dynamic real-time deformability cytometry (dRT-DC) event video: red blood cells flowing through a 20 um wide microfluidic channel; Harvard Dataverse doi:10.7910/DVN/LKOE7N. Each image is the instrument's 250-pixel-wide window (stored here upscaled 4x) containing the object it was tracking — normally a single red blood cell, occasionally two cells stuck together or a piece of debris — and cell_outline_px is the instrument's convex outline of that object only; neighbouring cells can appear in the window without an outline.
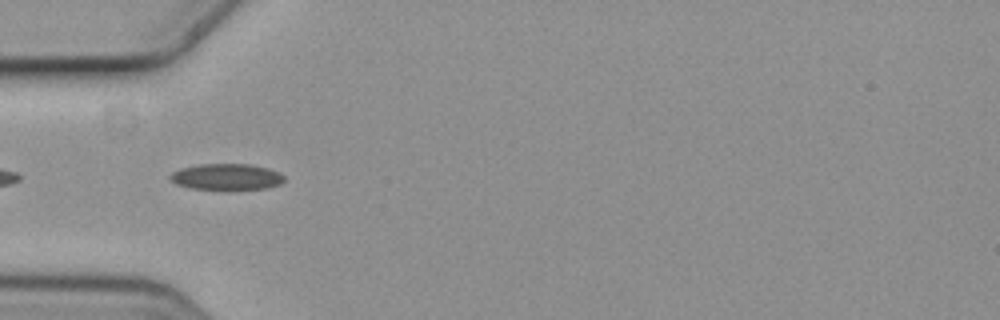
{"species": "common noctule bat (a hibernating species)", "species_latin": "Nyctalus noctula", "temperature_condition": "cold", "stored_images_in_passage": 3, "camera_frame_rate_fps": 3000, "um_per_image_px": 0.085, "animal": {"sex": "female", "body_mass_g": 19.3, "forearm_length_mm": 54.1}, "frame": {"image": 1, "passage_image": 2, "time_ms": 0.333, "image_size_px": [1000, 320], "cell_outline_px": [[284, 180], [280, 184], [268, 188], [232, 192], [224, 192], [192, 188], [176, 184], [168, 176], [172, 172], [180, 168], [200, 164], [252, 164], [268, 168], [280, 172], [284, 176]], "centroid_in_image_um": [19.29, 15.07], "position_along_channel_um": 65.7, "area_um2": 18.32}}
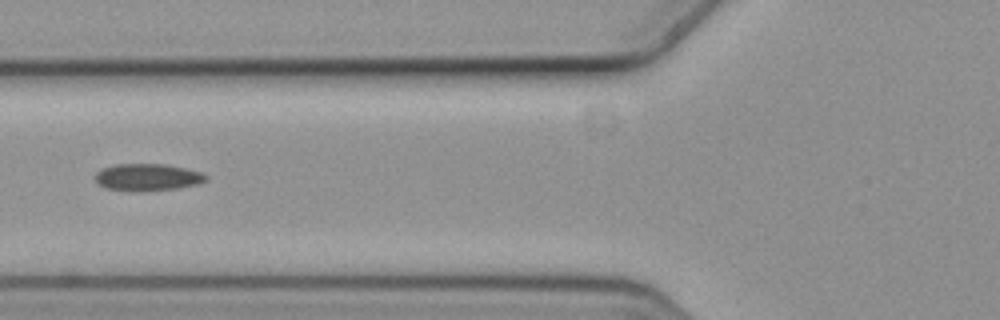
{"frame": {"image": 2, "passage_image": 3, "time_ms": 0.667, "image_size_px": [1000, 320], "cell_outline_px": [[208, 180], [200, 184], [180, 188], [140, 192], [132, 192], [104, 188], [96, 184], [92, 176], [100, 168], [116, 164], [164, 164], [204, 172], [208, 176]], "centroid_in_image_um": [12.51, 15.08], "position_along_channel_um": 113.3, "area_um2": 18.21}}